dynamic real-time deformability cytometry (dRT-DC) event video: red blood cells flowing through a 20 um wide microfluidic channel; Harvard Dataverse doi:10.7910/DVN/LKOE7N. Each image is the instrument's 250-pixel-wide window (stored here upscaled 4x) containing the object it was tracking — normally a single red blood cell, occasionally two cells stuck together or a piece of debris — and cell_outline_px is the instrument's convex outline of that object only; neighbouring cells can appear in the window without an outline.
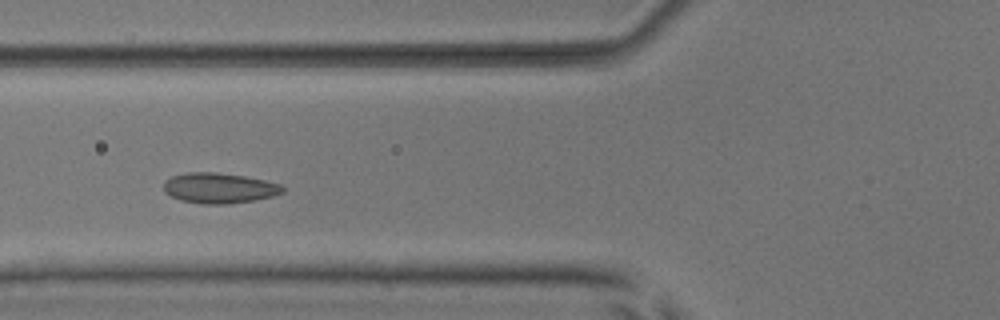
{"species": "common noctule bat (a hibernating species)", "species_latin": "Nyctalus noctula", "temperature_condition": "room temperature", "stored_images_in_passage": 10, "camera_frame_rate_fps": 3000, "um_per_image_px": 0.085, "animal": {"sex": "male", "body_mass_g": 17.9, "forearm_length_mm": 54.2}, "frame": {"image": 1, "passage_image": 5, "time_ms": 4.667, "image_size_px": [1000, 320], "cell_outline_px": [[284, 192], [272, 196], [256, 200], [228, 204], [200, 204], [180, 200], [164, 192], [164, 180], [172, 176], [188, 172], [216, 172], [244, 176], [264, 180], [280, 184], [284, 188]], "centroid_in_image_um": [18.62, 15.99], "position_along_channel_um": 107.2, "area_um2": 21.15}}
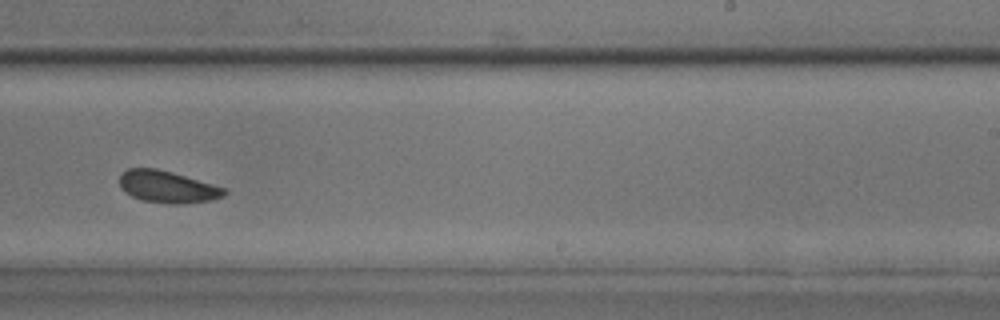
{"frame": {"image": 2, "passage_image": 9, "time_ms": 9.0, "image_size_px": [1000, 320], "cell_outline_px": [[228, 192], [224, 196], [212, 200], [180, 204], [140, 200], [124, 192], [120, 188], [120, 172], [128, 168], [156, 168], [172, 172], [212, 184], [224, 188]], "centroid_in_image_um": [14.2, 15.87], "position_along_channel_um": 274.8, "area_um2": 19.48}}
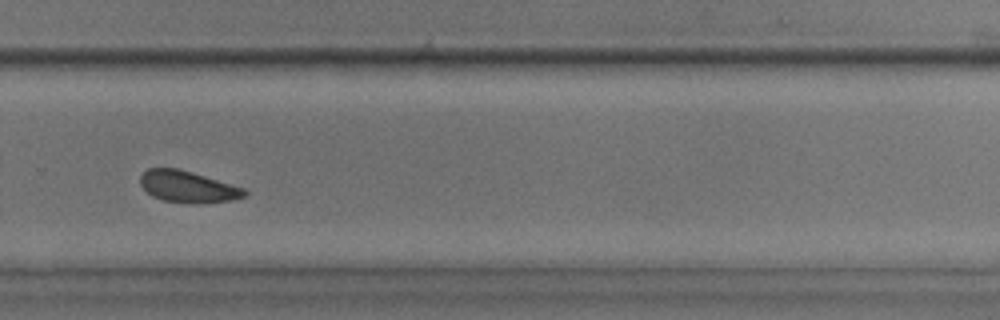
{"frame": {"image": 3, "passage_image": 10, "time_ms": 10.0, "image_size_px": [1000, 320], "cell_outline_px": [[248, 192], [244, 196], [232, 200], [196, 204], [192, 204], [164, 200], [152, 196], [140, 184], [140, 176], [148, 168], [176, 168], [192, 172], [244, 188]], "centroid_in_image_um": [15.96, 15.87], "position_along_channel_um": 313.8, "area_um2": 19.02}}